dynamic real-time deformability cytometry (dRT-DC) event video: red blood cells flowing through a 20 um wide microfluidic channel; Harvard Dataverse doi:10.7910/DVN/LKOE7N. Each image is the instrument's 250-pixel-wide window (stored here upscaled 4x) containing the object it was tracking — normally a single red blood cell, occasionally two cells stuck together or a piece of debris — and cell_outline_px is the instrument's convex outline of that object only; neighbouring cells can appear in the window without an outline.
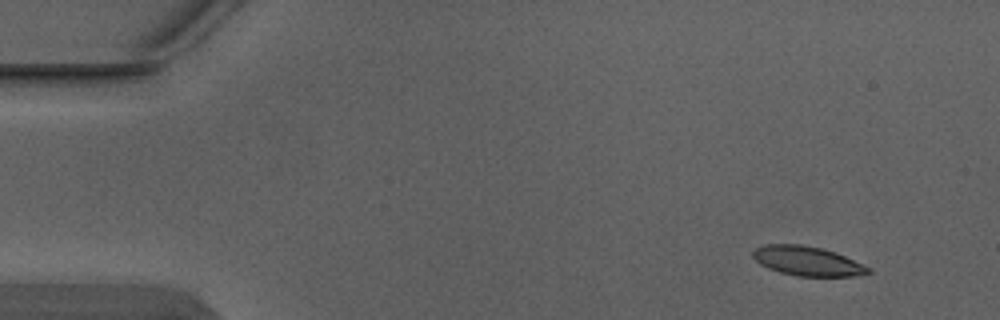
{"species": "Egyptian fruit bat (a non-hibernating species)", "species_latin": "Rousettus aegyptiacus", "temperature_condition": "warm", "stored_images_in_passage": 6, "camera_frame_rate_fps": 3000, "um_per_image_px": 0.085, "animal": {"sex": "male"}, "frame": {"image": 1, "passage_image": 1, "time_ms": 0.0, "image_size_px": [1000, 320], "cell_outline_px": [[872, 272], [860, 276], [800, 276], [780, 272], [768, 268], [760, 264], [752, 256], [752, 252], [756, 248], [764, 244], [800, 244], [820, 248], [836, 252], [872, 268]], "centroid_in_image_um": [68.65, 22.19], "position_along_channel_um": 16.3, "area_um2": 19.83}}
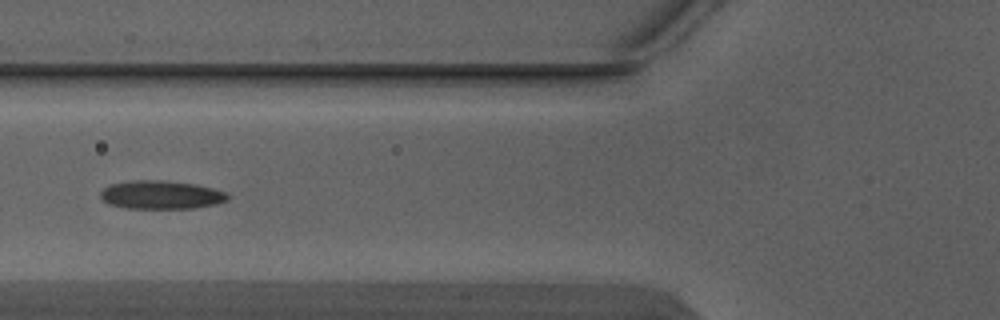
{"frame": {"image": 2, "passage_image": 5, "time_ms": 1.333, "image_size_px": [1000, 320], "cell_outline_px": [[228, 200], [216, 204], [192, 208], [124, 208], [108, 204], [100, 196], [100, 192], [108, 184], [128, 180], [160, 180], [196, 184], [228, 192]], "centroid_in_image_um": [13.67, 16.55], "position_along_channel_um": 112.1, "area_um2": 21.21}}
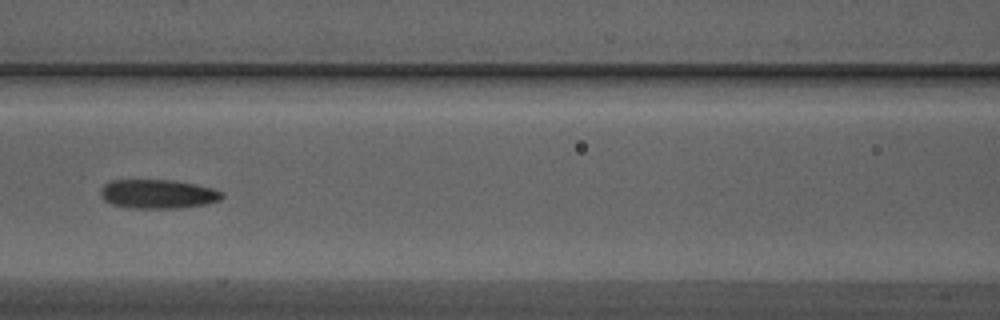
{"frame": {"image": 3, "passage_image": 6, "time_ms": 1.667, "image_size_px": [1000, 320], "cell_outline_px": [[224, 196], [220, 200], [204, 204], [180, 208], [132, 208], [112, 204], [104, 200], [100, 196], [100, 188], [104, 184], [112, 180], [172, 180], [196, 184], [212, 188], [224, 192]], "centroid_in_image_um": [13.41, 16.48], "position_along_channel_um": 153.2, "area_um2": 20.63}}